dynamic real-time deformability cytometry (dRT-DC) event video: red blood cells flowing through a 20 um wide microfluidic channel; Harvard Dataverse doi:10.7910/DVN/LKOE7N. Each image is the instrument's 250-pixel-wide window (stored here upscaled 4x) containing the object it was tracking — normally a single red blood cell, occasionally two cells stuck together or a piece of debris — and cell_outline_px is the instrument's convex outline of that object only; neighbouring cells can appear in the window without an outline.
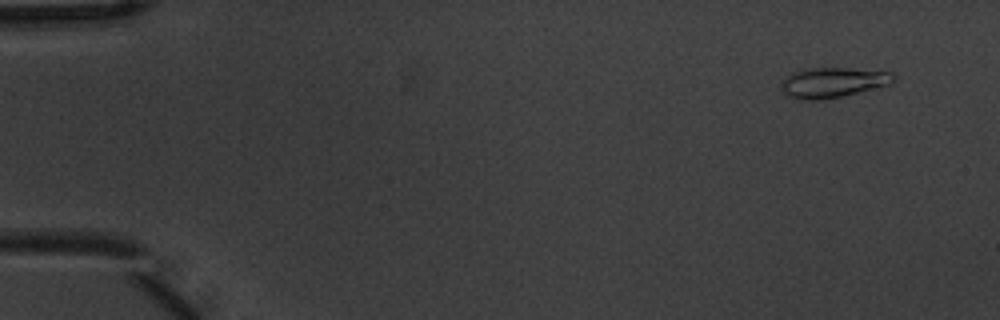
{"species": "common noctule bat (a hibernating species)", "species_latin": "Nyctalus noctula", "temperature_condition": "warm", "stored_images_in_passage": 8, "camera_frame_rate_fps": 3000, "um_per_image_px": 0.085, "animal": {"sex": "male", "body_mass_g": 20.1, "forearm_length_mm": 53.5}, "frame": {"image": 1, "passage_image": 2, "time_ms": 0.333, "image_size_px": [1000, 320], "cell_outline_px": [[896, 76], [892, 84], [824, 100], [800, 100], [788, 96], [780, 88], [780, 84], [784, 76], [792, 72], [804, 68], [848, 68], [892, 72]], "centroid_in_image_um": [70.75, 7.01], "position_along_channel_um": 14.2, "area_um2": 20.0}}
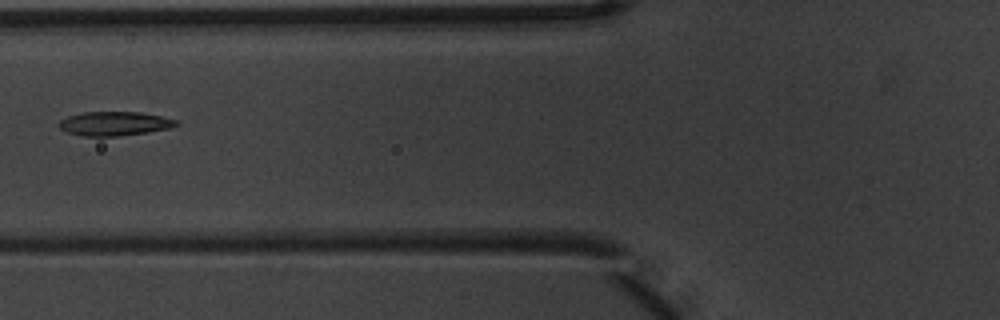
{"frame": {"image": 2, "passage_image": 7, "time_ms": 2.0, "image_size_px": [1000, 320], "cell_outline_px": [[180, 124], [168, 128], [148, 132], [116, 136], [80, 136], [64, 132], [60, 128], [60, 120], [68, 116], [84, 112], [140, 112], [180, 120]], "centroid_in_image_um": [9.73, 10.51], "position_along_channel_um": 116.1, "area_um2": 16.47}}
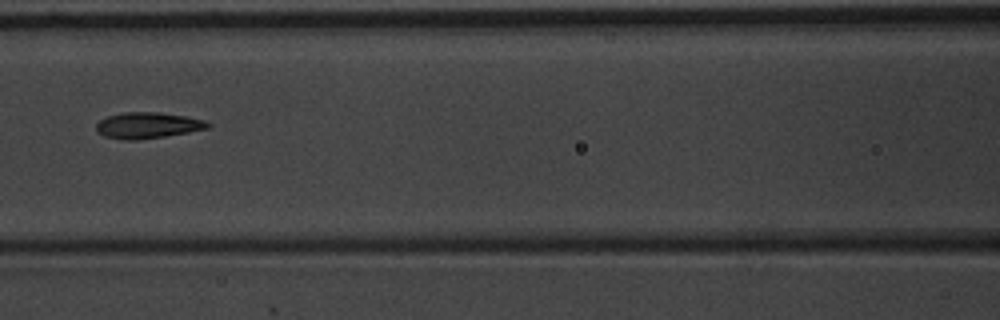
{"frame": {"image": 3, "passage_image": 8, "time_ms": 2.333, "image_size_px": [1000, 320], "cell_outline_px": [[212, 124], [208, 128], [188, 132], [164, 136], [136, 140], [124, 140], [104, 136], [96, 132], [96, 124], [100, 120], [108, 116], [124, 112], [160, 112], [184, 116], [204, 120]], "centroid_in_image_um": [12.53, 10.65], "position_along_channel_um": 154.1, "area_um2": 16.88}}